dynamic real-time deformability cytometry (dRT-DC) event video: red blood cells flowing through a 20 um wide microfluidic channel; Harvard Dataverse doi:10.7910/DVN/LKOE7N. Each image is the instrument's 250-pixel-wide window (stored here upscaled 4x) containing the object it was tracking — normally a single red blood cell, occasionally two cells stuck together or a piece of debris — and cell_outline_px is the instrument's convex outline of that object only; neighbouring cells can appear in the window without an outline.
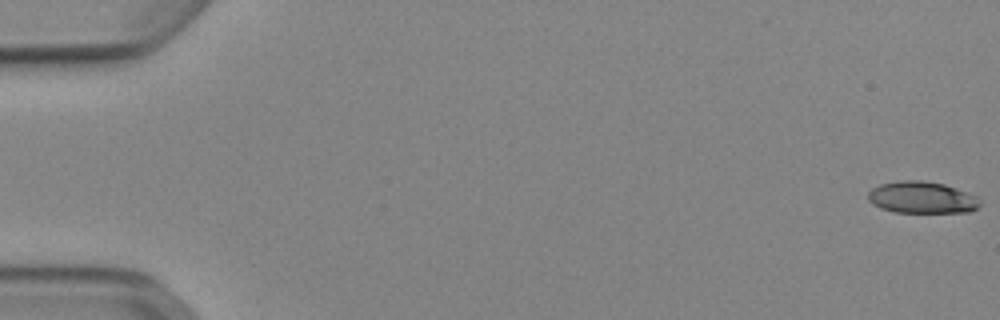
{"species": "Egyptian fruit bat (a non-hibernating species)", "species_latin": "Rousettus aegyptiacus", "temperature_condition": "cold", "stored_images_in_passage": 53, "camera_frame_rate_fps": 3000, "um_per_image_px": 0.085, "animal": {"sex": "female"}, "frame": {"image": 1, "passage_image": 1, "time_ms": 0.0, "image_size_px": [1000, 320], "cell_outline_px": [[980, 204], [976, 208], [968, 212], [896, 212], [880, 208], [872, 204], [868, 200], [868, 192], [872, 188], [880, 184], [900, 180], [920, 180], [944, 184], [956, 188], [976, 196], [980, 200]], "centroid_in_image_um": [78.33, 16.78], "position_along_channel_um": 6.7, "area_um2": 20.69}}
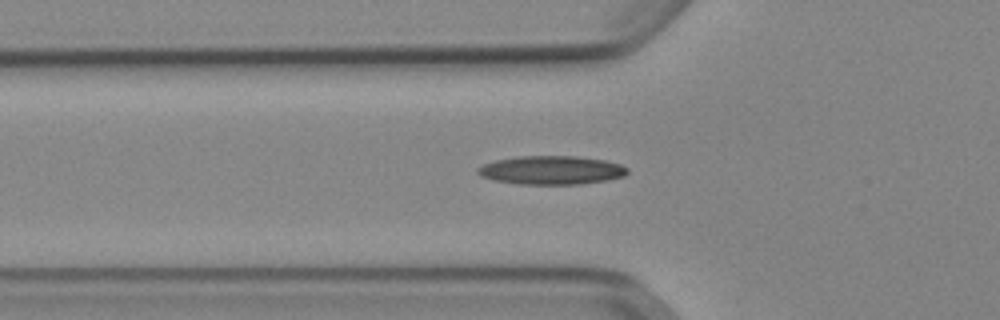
{"frame": {"image": 2, "passage_image": 19, "time_ms": 6.0, "image_size_px": [1000, 320], "cell_outline_px": [[628, 172], [624, 176], [608, 180], [580, 184], [520, 184], [492, 180], [480, 176], [476, 172], [476, 168], [484, 164], [496, 160], [516, 156], [576, 156], [604, 160], [620, 164], [628, 168]], "centroid_in_image_um": [46.85, 14.46], "position_along_channel_um": 79.0, "area_um2": 25.09}}
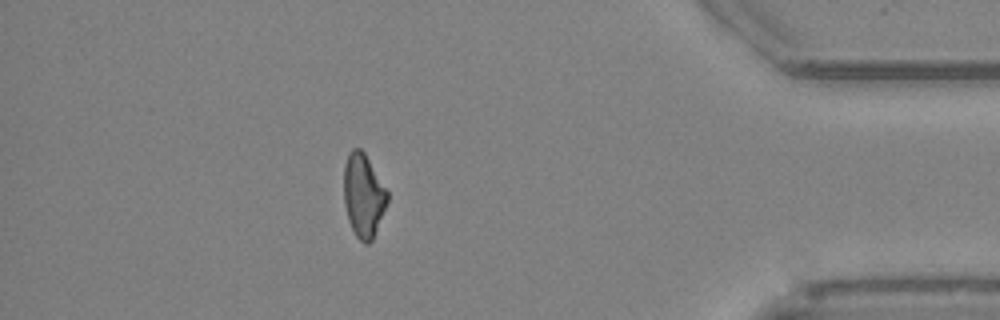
{"frame": {"image": 3, "passage_image": 47, "time_ms": 15.333, "image_size_px": [1000, 320], "cell_outline_px": [[388, 200], [372, 240], [368, 244], [364, 244], [356, 236], [348, 220], [344, 204], [344, 164], [348, 152], [352, 148], [360, 148], [364, 152], [388, 192]], "centroid_in_image_um": [30.87, 16.6], "position_along_channel_um": 404.3, "area_um2": 21.04}, "authors_computed_cell_mechanics": {"area_um2": 22.0796, "velocity_mm_per_s": 3.9115, "shape_relaxation_time_tau1_ms": null, "shape_relaxation_time_tau2_ms": 10.0337, "deformation_change_tau1": null, "deformation_change_tau2": 0.2264}}